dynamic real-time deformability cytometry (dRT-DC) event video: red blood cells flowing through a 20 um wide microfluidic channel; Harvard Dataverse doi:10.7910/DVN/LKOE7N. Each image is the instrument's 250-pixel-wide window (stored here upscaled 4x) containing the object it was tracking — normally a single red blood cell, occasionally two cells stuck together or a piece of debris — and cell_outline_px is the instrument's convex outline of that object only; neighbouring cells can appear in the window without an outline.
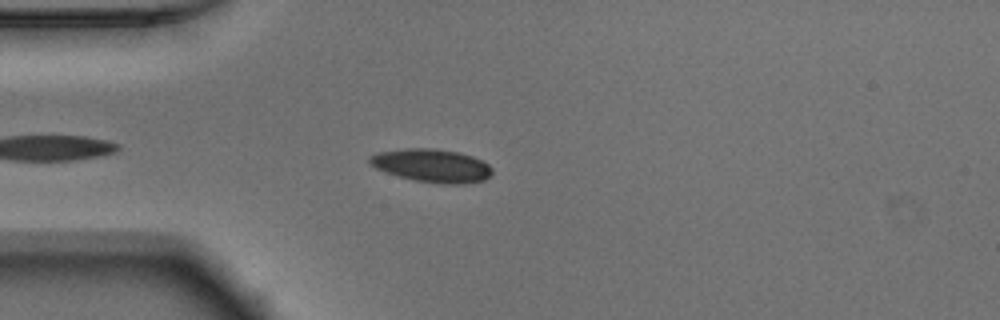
{"species": "Egyptian fruit bat (a non-hibernating species)", "species_latin": "Rousettus aegyptiacus", "temperature_condition": "warm", "stored_images_in_passage": 20, "camera_frame_rate_fps": 3000, "um_per_image_px": 0.085, "animal": {"sex": "male"}, "frame": {"image": 1, "passage_image": 6, "time_ms": 1.667, "image_size_px": [1000, 320], "cell_outline_px": [[492, 172], [484, 180], [464, 184], [440, 184], [416, 180], [400, 176], [376, 168], [368, 160], [368, 156], [376, 152], [404, 148], [432, 148], [456, 152], [472, 156], [488, 164], [492, 168]], "centroid_in_image_um": [36.7, 14.07], "position_along_channel_um": 48.3, "area_um2": 23.52}}
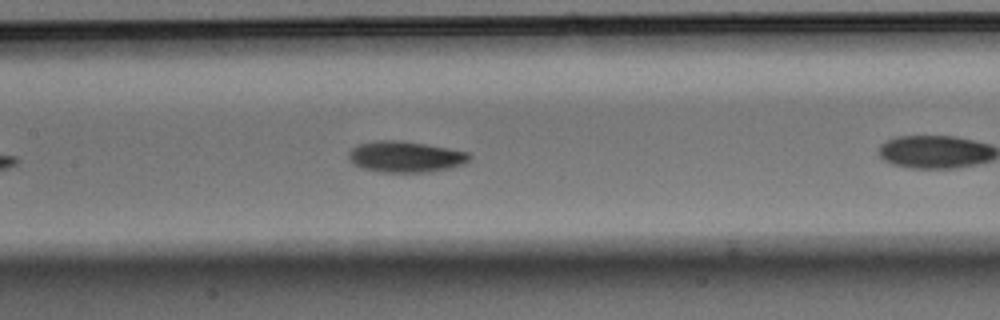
{"frame": {"image": 2, "passage_image": 13, "time_ms": 4.0, "image_size_px": [1000, 320], "cell_outline_px": [[472, 156], [464, 164], [452, 168], [428, 172], [380, 172], [360, 168], [352, 164], [348, 160], [348, 152], [352, 148], [360, 144], [376, 140], [396, 140], [424, 144], [448, 148], [468, 152]], "centroid_in_image_um": [34.44, 13.33], "position_along_channel_um": 173.0, "area_um2": 22.02}}
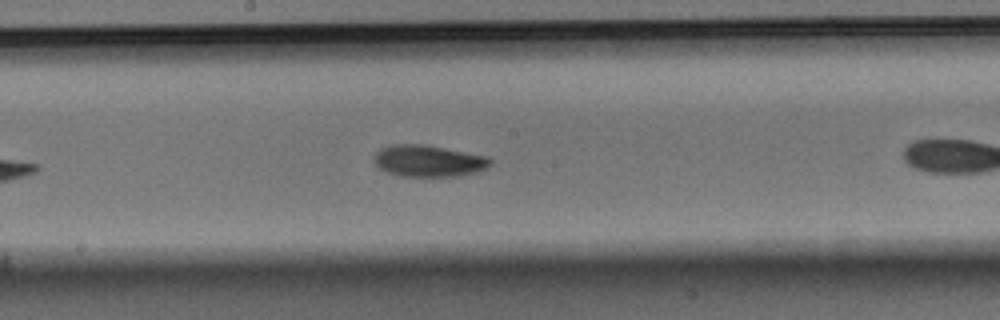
{"frame": {"image": 3, "passage_image": 16, "time_ms": 5.0, "image_size_px": [1000, 320], "cell_outline_px": [[492, 164], [488, 168], [476, 172], [456, 176], [400, 176], [388, 172], [380, 168], [372, 160], [376, 152], [380, 148], [392, 144], [424, 144], [488, 156], [492, 160]], "centroid_in_image_um": [36.43, 13.67], "position_along_channel_um": 211.8, "area_um2": 21.56}}